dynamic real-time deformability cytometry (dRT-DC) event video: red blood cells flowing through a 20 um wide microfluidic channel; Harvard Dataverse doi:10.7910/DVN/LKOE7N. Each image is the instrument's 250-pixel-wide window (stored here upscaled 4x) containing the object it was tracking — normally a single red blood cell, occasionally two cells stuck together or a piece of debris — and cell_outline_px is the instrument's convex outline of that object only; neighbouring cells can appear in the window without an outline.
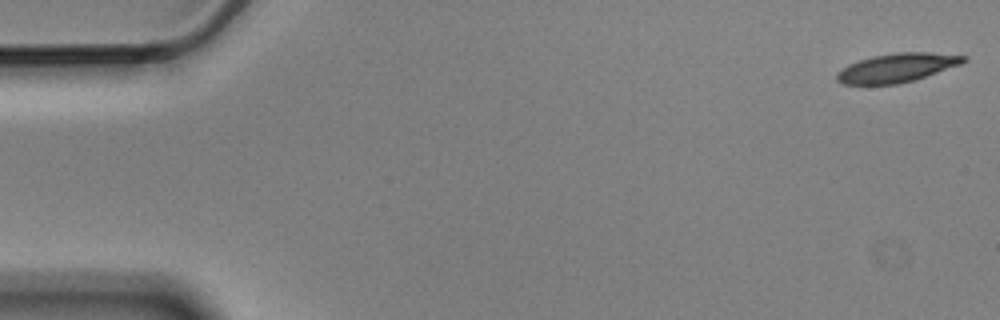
{"species": "Egyptian fruit bat (a non-hibernating species)", "species_latin": "Rousettus aegyptiacus", "temperature_condition": "cold", "stored_images_in_passage": 6, "camera_frame_rate_fps": 3000, "um_per_image_px": 0.085, "animal": {"sex": "male"}, "frame": {"image": 1, "passage_image": 1, "time_ms": 0.0, "image_size_px": [1000, 320], "cell_outline_px": [[968, 60], [960, 64], [916, 80], [896, 84], [844, 84], [836, 80], [836, 72], [848, 64], [872, 56], [896, 52], [928, 52], [968, 56]], "centroid_in_image_um": [76.24, 5.75], "position_along_channel_um": 8.8, "area_um2": 21.33}}
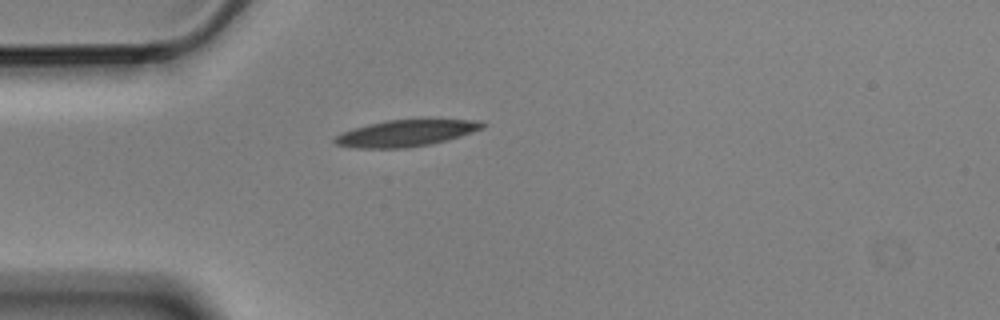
{"frame": {"image": 2, "passage_image": 5, "time_ms": 1.333, "image_size_px": [1000, 320], "cell_outline_px": [[488, 124], [484, 128], [448, 140], [432, 144], [404, 148], [356, 148], [336, 144], [332, 140], [336, 136], [352, 128], [368, 124], [388, 120], [480, 120]], "centroid_in_image_um": [34.53, 11.32], "position_along_channel_um": 50.5, "area_um2": 22.72}}